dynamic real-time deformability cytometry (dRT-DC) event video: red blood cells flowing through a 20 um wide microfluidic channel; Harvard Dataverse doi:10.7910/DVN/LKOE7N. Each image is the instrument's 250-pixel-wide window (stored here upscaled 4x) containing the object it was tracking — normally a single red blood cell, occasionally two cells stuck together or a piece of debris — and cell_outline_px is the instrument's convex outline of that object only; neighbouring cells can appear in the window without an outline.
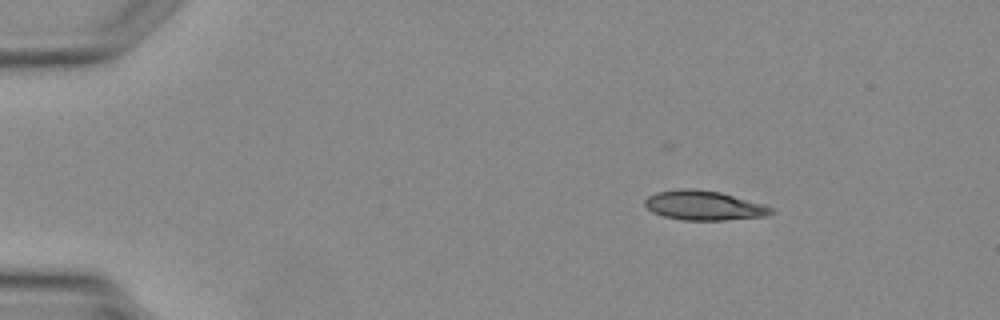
{"species": "Egyptian fruit bat (a non-hibernating species)", "species_latin": "Rousettus aegyptiacus", "temperature_condition": "warm", "stored_images_in_passage": 4, "camera_frame_rate_fps": 3000, "um_per_image_px": 0.085, "animal": {"sex": "female"}, "frame": {"image": 1, "passage_image": 1, "time_ms": 0.0, "image_size_px": [1000, 320], "cell_outline_px": [[776, 212], [764, 216], [724, 220], [684, 220], [664, 216], [652, 212], [644, 204], [644, 200], [648, 196], [656, 192], [680, 188], [692, 188], [720, 192], [764, 204], [772, 208]], "centroid_in_image_um": [59.82, 17.45], "position_along_channel_um": 25.2, "area_um2": 21.68}}
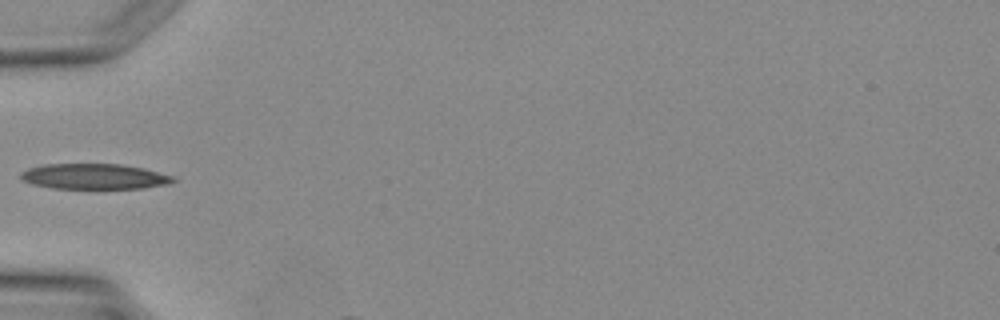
{"frame": {"image": 2, "passage_image": 3, "time_ms": 2.667, "image_size_px": [1000, 320], "cell_outline_px": [[176, 180], [168, 184], [140, 188], [52, 188], [32, 184], [24, 180], [20, 176], [20, 172], [28, 168], [44, 164], [120, 164], [144, 168], [172, 176]], "centroid_in_image_um": [7.99, 14.99], "position_along_channel_um": 77.0, "area_um2": 22.43}}